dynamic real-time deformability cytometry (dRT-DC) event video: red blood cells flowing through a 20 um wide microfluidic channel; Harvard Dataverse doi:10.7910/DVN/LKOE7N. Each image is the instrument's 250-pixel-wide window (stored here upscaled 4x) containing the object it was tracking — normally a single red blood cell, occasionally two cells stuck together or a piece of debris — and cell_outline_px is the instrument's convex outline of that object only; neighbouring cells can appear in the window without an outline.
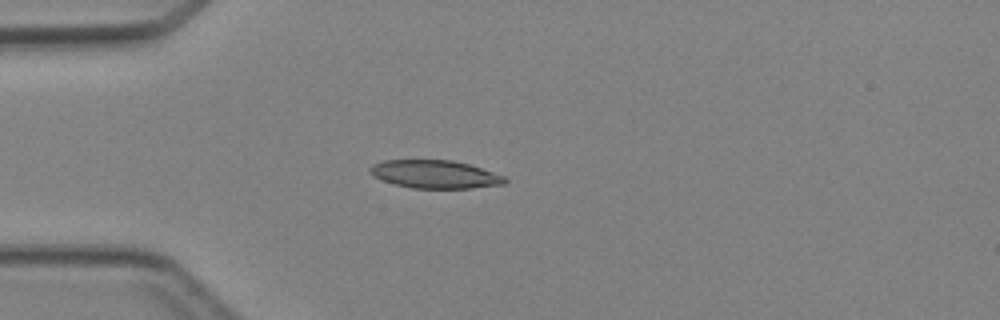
{"species": "Egyptian fruit bat (a non-hibernating species)", "species_latin": "Rousettus aegyptiacus", "temperature_condition": "cold", "stored_images_in_passage": 3, "camera_frame_rate_fps": 3000, "um_per_image_px": 0.085, "animal": {"sex": "female"}, "frame": {"image": 1, "passage_image": 2, "time_ms": 1.333, "image_size_px": [1000, 320], "cell_outline_px": [[508, 180], [504, 184], [472, 188], [412, 188], [396, 184], [372, 176], [368, 172], [368, 168], [372, 164], [384, 160], [452, 160], [468, 164], [504, 176]], "centroid_in_image_um": [36.93, 14.81], "position_along_channel_um": 48.1, "area_um2": 21.96}}